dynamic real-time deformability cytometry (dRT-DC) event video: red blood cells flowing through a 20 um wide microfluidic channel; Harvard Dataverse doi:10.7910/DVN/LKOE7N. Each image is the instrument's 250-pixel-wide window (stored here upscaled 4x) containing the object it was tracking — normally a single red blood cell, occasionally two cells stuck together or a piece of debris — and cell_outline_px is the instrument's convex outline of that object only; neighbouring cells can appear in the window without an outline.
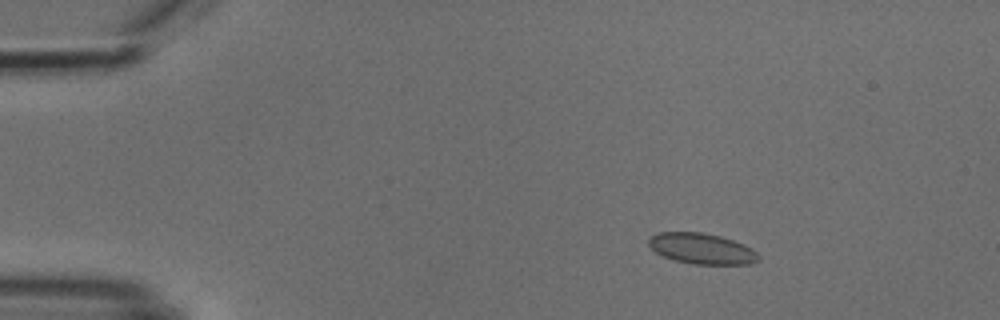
{"species": "common noctule bat (a hibernating species)", "species_latin": "Nyctalus noctula", "temperature_condition": "cold", "stored_images_in_passage": 6, "camera_frame_rate_fps": 3000, "um_per_image_px": 0.085, "animal": {"sex": "male", "body_mass_g": 18.8}, "frame": {"image": 1, "passage_image": 2, "time_ms": 1.333, "image_size_px": [1000, 320], "cell_outline_px": [[760, 260], [752, 264], [692, 264], [676, 260], [664, 256], [656, 252], [648, 244], [648, 240], [656, 232], [704, 232], [720, 236], [744, 244], [752, 248], [760, 256]], "centroid_in_image_um": [59.68, 21.13], "position_along_channel_um": 25.3, "area_um2": 19.71}}
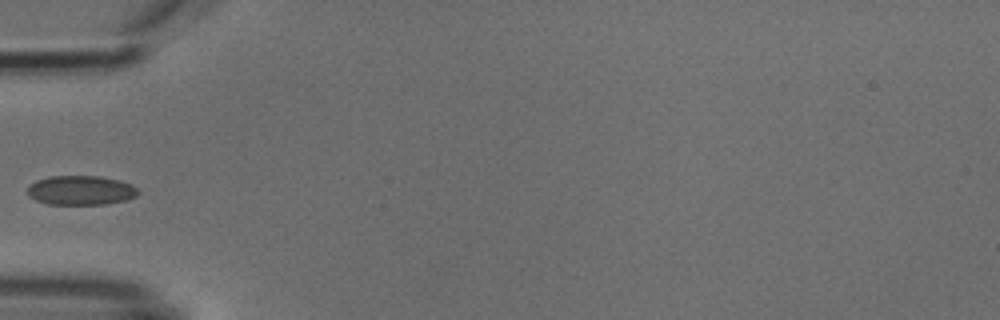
{"frame": {"image": 2, "passage_image": 5, "time_ms": 4.667, "image_size_px": [1000, 320], "cell_outline_px": [[140, 192], [136, 196], [128, 200], [104, 204], [48, 204], [36, 200], [28, 196], [28, 188], [36, 180], [48, 176], [100, 176], [120, 180], [136, 188]], "centroid_in_image_um": [6.87, 16.17], "position_along_channel_um": 78.1, "area_um2": 18.9}}
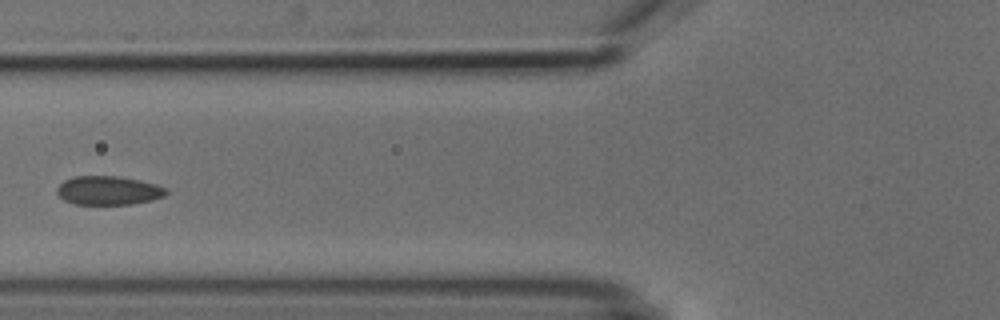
{"frame": {"image": 3, "passage_image": 6, "time_ms": 5.667, "image_size_px": [1000, 320], "cell_outline_px": [[168, 192], [164, 196], [152, 200], [132, 204], [76, 204], [64, 200], [56, 192], [56, 188], [64, 180], [72, 176], [120, 176], [140, 180], [156, 184], [168, 188]], "centroid_in_image_um": [9.23, 16.18], "position_along_channel_um": 116.6, "area_um2": 18.5}}